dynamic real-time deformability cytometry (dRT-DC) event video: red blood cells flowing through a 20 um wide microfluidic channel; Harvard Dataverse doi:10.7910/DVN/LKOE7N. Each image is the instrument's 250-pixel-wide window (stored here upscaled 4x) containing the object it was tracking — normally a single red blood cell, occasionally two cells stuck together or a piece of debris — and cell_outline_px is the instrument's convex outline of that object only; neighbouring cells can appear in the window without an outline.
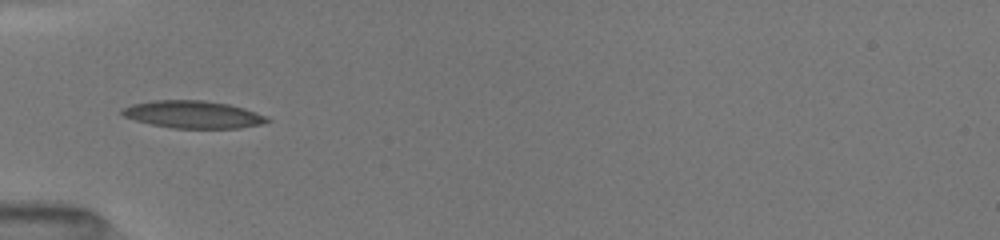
{"species": "common noctule bat (a hibernating species)", "species_latin": "Nyctalus noctula", "temperature_condition": "room temperature", "stored_images_in_passage": 7, "camera_frame_rate_fps": 3000, "um_per_image_px": 0.085, "animal": {"sex": "female", "body_mass_g": 19.5, "forearm_length_mm": 54.1}, "frame": {"image": 1, "passage_image": 1, "time_ms": 0.0, "image_size_px": [1000, 240], "cell_outline_px": [[268, 120], [260, 124], [240, 128], [172, 128], [152, 124], [136, 120], [124, 116], [120, 112], [124, 108], [132, 104], [156, 100], [200, 100], [228, 104], [244, 108], [264, 116]], "centroid_in_image_um": [16.37, 9.73], "position_along_channel_um": 68.6, "area_um2": 22.72}}
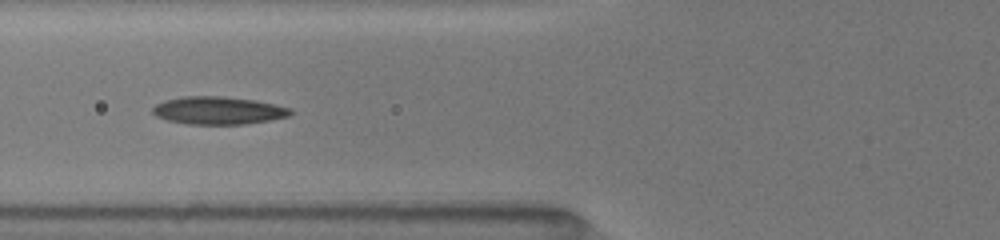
{"frame": {"image": 2, "passage_image": 4, "time_ms": 1.0, "image_size_px": [1000, 240], "cell_outline_px": [[292, 112], [288, 116], [268, 120], [244, 124], [188, 124], [168, 120], [156, 116], [152, 112], [152, 108], [156, 104], [164, 100], [180, 96], [220, 96], [256, 100], [288, 108]], "centroid_in_image_um": [18.48, 9.38], "position_along_channel_um": 107.3, "area_um2": 22.08}}